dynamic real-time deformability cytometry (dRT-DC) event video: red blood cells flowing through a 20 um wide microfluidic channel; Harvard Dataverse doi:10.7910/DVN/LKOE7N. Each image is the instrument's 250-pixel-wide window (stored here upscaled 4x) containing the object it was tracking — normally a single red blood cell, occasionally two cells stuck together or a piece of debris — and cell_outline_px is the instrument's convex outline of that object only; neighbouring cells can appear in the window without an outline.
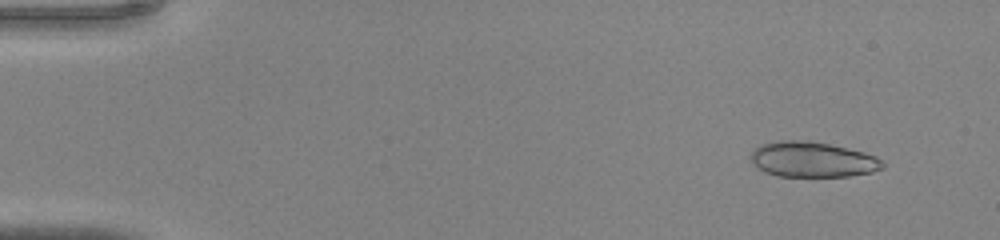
{"species": "common noctule bat (a hibernating species)", "species_latin": "Nyctalus noctula", "temperature_condition": "warm", "stored_images_in_passage": 44, "camera_frame_rate_fps": 3000, "um_per_image_px": 0.085, "animal": {"sex": "male", "body_mass_g": 20.0, "forearm_length_mm": 53.3}, "frame": {"image": 1, "passage_image": 4, "time_ms": 1.0, "image_size_px": [1000, 240], "cell_outline_px": [[884, 168], [872, 172], [848, 176], [776, 176], [764, 172], [752, 160], [752, 152], [760, 144], [780, 140], [808, 140], [828, 144], [864, 152], [876, 156], [884, 160]], "centroid_in_image_um": [69.1, 13.56], "position_along_channel_um": 15.9, "area_um2": 27.05}}
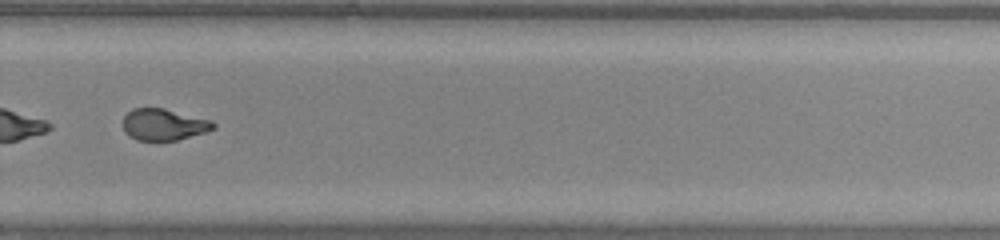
{"frame": {"image": 2, "passage_image": 32, "time_ms": 10.333, "image_size_px": [1000, 240], "cell_outline_px": [[216, 128], [204, 132], [176, 140], [136, 140], [128, 136], [124, 132], [120, 124], [124, 116], [132, 108], [164, 108], [212, 120], [216, 124]], "centroid_in_image_um": [13.87, 10.58], "position_along_channel_um": 315.9, "area_um2": 16.82}}